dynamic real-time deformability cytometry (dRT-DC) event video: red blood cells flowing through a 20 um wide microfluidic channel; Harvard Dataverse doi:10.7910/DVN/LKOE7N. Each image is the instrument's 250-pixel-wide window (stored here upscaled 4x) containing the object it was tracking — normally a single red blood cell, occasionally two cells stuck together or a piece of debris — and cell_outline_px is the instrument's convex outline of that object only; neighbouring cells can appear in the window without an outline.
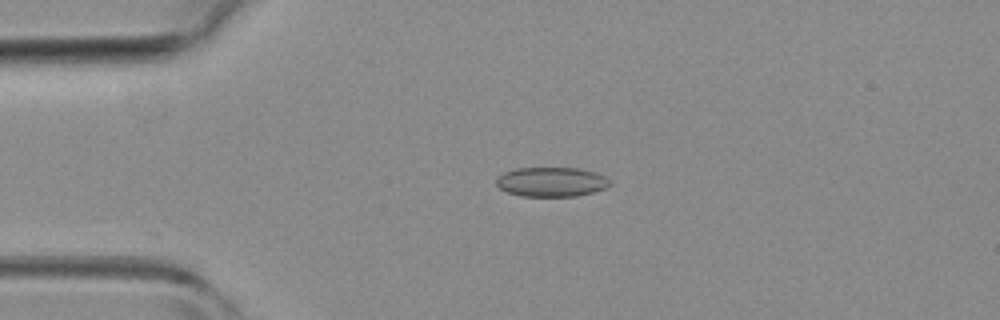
{"species": "common noctule bat (a hibernating species)", "species_latin": "Nyctalus noctula", "temperature_condition": "room temperature", "stored_images_in_passage": 36, "camera_frame_rate_fps": 3000, "um_per_image_px": 0.085, "animal": {"sex": "female", "body_mass_g": 19.3, "forearm_length_mm": 54.1}, "frame": {"image": 1, "passage_image": 1, "time_ms": 0.0, "image_size_px": [1000, 320], "cell_outline_px": [[612, 184], [604, 188], [592, 192], [576, 196], [520, 196], [508, 192], [500, 188], [496, 184], [496, 180], [504, 172], [516, 168], [576, 168], [596, 172], [604, 176]], "centroid_in_image_um": [46.86, 15.46], "position_along_channel_um": 38.1, "area_um2": 19.36}}
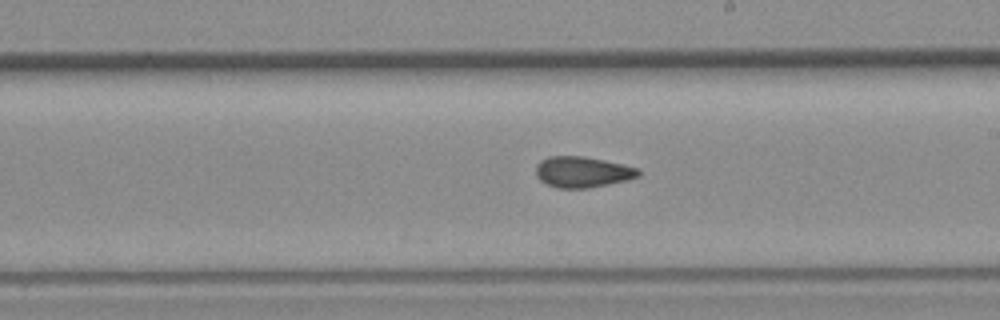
{"frame": {"image": 2, "passage_image": 16, "time_ms": 5.0, "image_size_px": [1000, 320], "cell_outline_px": [[640, 176], [608, 184], [588, 188], [556, 188], [540, 180], [536, 176], [536, 164], [540, 160], [548, 156], [584, 156], [624, 164], [640, 168]], "centroid_in_image_um": [49.5, 14.61], "position_along_channel_um": 239.5, "area_um2": 18.55}}
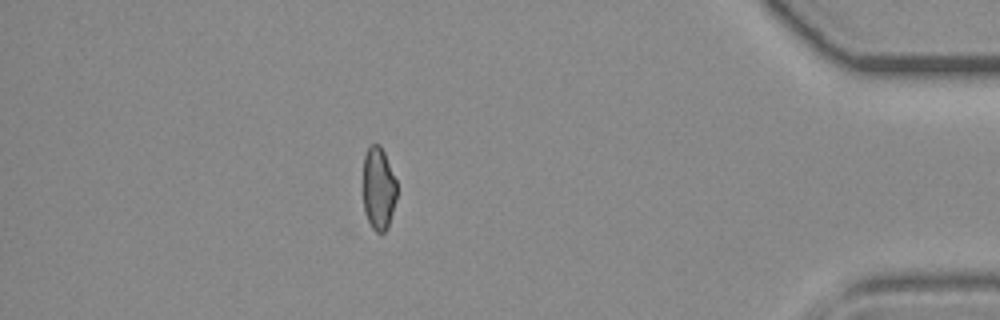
{"frame": {"image": 3, "passage_image": 30, "time_ms": 9.667, "image_size_px": [1000, 320], "cell_outline_px": [[396, 200], [388, 228], [384, 232], [376, 232], [372, 228], [364, 212], [364, 156], [368, 144], [380, 144], [384, 152], [396, 180]], "centroid_in_image_um": [32.18, 16.01], "position_along_channel_um": 403.0, "area_um2": 16.3}}